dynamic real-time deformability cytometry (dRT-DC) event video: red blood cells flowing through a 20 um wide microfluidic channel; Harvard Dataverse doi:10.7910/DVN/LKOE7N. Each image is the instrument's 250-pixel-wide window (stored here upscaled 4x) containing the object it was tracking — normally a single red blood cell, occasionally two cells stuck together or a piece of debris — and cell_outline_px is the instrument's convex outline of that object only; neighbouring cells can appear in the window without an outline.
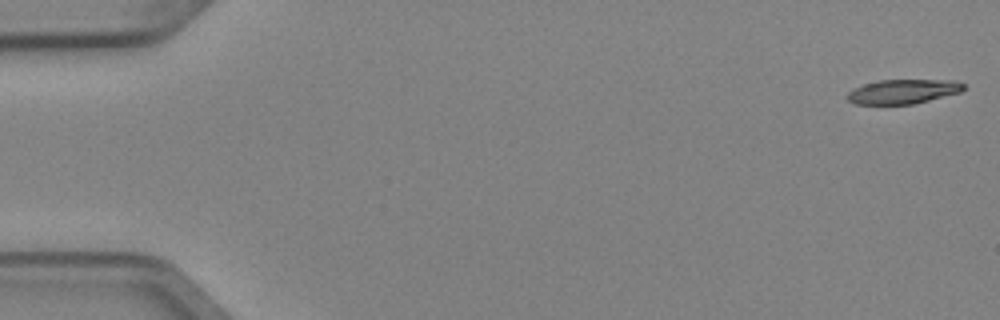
{"species": "Egyptian fruit bat (a non-hibernating species)", "species_latin": "Rousettus aegyptiacus", "temperature_condition": "cold", "stored_images_in_passage": 6, "segment_of_instrument_passage": [1, 2], "camera_frame_rate_fps": 3000, "um_per_image_px": 0.085, "animal": {"sex": "female"}, "frame": {"image": 1, "passage_image": 1, "time_ms": 0.0, "image_size_px": [1000, 320], "cell_outline_px": [[964, 88], [960, 92], [912, 104], [856, 104], [848, 100], [848, 92], [852, 88], [876, 80], [952, 80], [964, 84]], "centroid_in_image_um": [76.72, 7.77], "position_along_channel_um": 8.3, "area_um2": 16.36}}
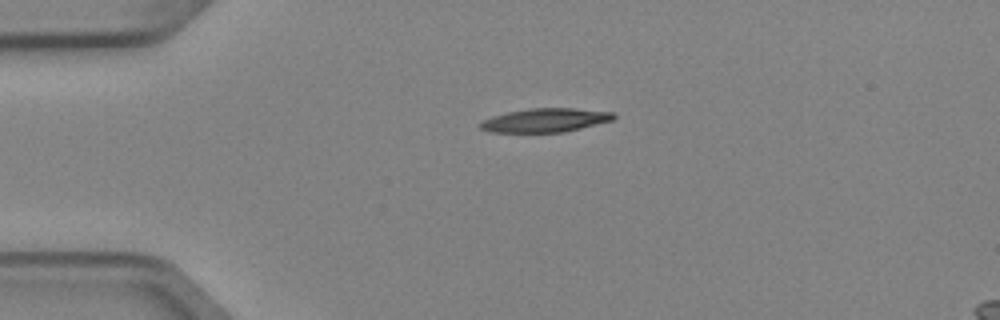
{"frame": {"image": 2, "passage_image": 4, "time_ms": 1.0, "image_size_px": [1000, 320], "cell_outline_px": [[616, 116], [612, 120], [564, 132], [488, 132], [480, 128], [480, 124], [484, 120], [492, 116], [508, 112], [532, 108], [572, 108], [612, 112]], "centroid_in_image_um": [46.33, 10.22], "position_along_channel_um": 38.7, "area_um2": 18.21}}